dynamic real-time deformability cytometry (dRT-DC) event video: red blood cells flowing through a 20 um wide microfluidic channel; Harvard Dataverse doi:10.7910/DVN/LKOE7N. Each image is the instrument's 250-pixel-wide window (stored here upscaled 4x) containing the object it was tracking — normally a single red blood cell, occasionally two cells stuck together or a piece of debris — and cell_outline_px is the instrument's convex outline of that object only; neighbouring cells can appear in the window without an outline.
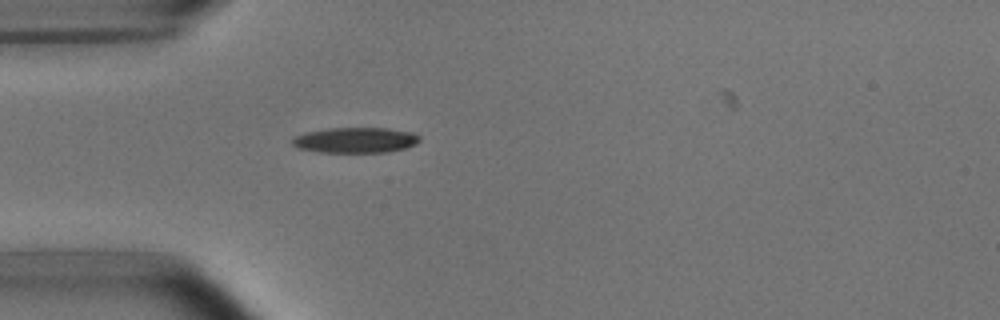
{"species": "common noctule bat (a hibernating species)", "species_latin": "Nyctalus noctula", "temperature_condition": "room temperature", "stored_images_in_passage": 2, "camera_frame_rate_fps": 3000, "um_per_image_px": 0.085, "animal": {"sex": "male", "body_mass_g": 15.6}, "frame": {"image": 1, "passage_image": 1, "time_ms": 0.0, "image_size_px": [1000, 320], "cell_outline_px": [[420, 140], [416, 144], [404, 148], [388, 152], [320, 152], [296, 148], [292, 144], [292, 136], [304, 132], [328, 128], [388, 128], [412, 132], [420, 136]], "centroid_in_image_um": [30.17, 11.9], "position_along_channel_um": 54.8, "area_um2": 19.07}}